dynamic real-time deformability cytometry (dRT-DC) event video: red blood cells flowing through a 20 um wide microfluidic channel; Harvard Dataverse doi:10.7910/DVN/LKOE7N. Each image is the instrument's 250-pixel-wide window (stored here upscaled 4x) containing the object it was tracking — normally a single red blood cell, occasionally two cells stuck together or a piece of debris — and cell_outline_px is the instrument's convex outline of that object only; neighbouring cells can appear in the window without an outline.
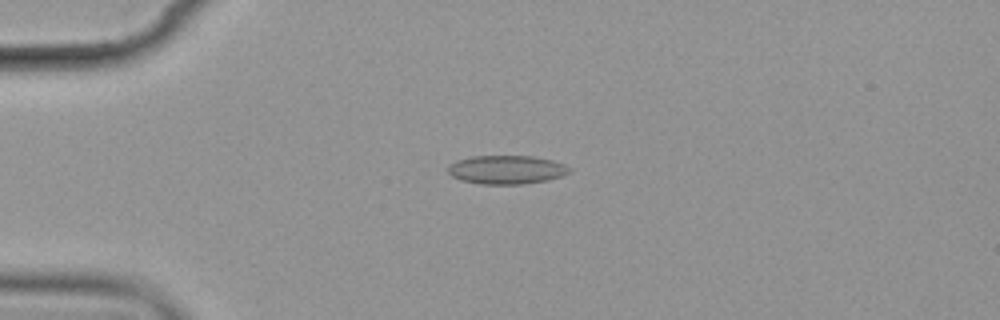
{"species": "common noctule bat (a hibernating species)", "species_latin": "Nyctalus noctula", "temperature_condition": "cold", "stored_images_in_passage": 5, "camera_frame_rate_fps": 3000, "um_per_image_px": 0.085, "animal": {"sex": "female", "body_mass_g": 19.9}, "frame": {"image": 1, "passage_image": 4, "time_ms": 3.333, "image_size_px": [1000, 320], "cell_outline_px": [[572, 172], [548, 180], [520, 184], [480, 184], [460, 180], [452, 176], [448, 172], [448, 164], [456, 160], [472, 156], [532, 156], [552, 160], [564, 164], [572, 168]], "centroid_in_image_um": [43.05, 14.42], "position_along_channel_um": 42.0, "area_um2": 20.4}}